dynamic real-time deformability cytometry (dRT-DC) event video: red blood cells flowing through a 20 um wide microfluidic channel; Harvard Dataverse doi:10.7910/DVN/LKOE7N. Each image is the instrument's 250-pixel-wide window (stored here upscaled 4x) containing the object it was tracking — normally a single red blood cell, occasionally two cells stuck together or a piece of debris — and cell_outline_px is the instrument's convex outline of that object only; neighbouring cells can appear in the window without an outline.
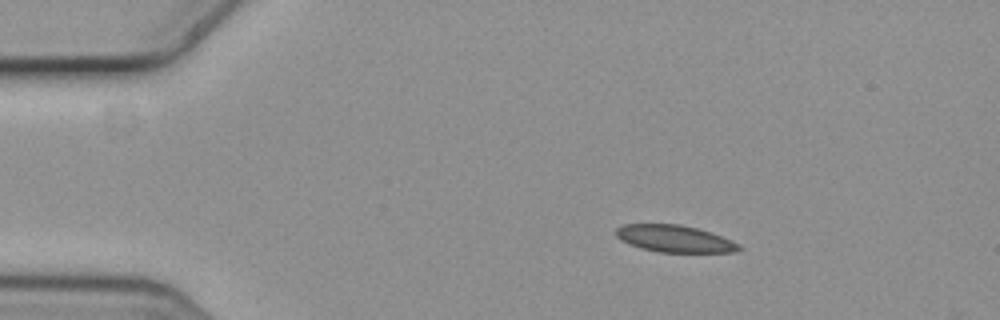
{"species": "common noctule bat (a hibernating species)", "species_latin": "Nyctalus noctula", "temperature_condition": "cold", "stored_images_in_passage": 3, "camera_frame_rate_fps": 3000, "um_per_image_px": 0.085, "animal": {"sex": "female", "body_mass_g": 19.3, "forearm_length_mm": 54.1}, "frame": {"image": 1, "passage_image": 1, "time_ms": 0.0, "image_size_px": [1000, 320], "cell_outline_px": [[744, 248], [736, 252], [660, 252], [640, 248], [628, 244], [620, 240], [616, 236], [616, 228], [624, 224], [680, 224], [696, 228], [732, 240], [740, 244]], "centroid_in_image_um": [57.33, 20.29], "position_along_channel_um": 27.7, "area_um2": 19.36}}